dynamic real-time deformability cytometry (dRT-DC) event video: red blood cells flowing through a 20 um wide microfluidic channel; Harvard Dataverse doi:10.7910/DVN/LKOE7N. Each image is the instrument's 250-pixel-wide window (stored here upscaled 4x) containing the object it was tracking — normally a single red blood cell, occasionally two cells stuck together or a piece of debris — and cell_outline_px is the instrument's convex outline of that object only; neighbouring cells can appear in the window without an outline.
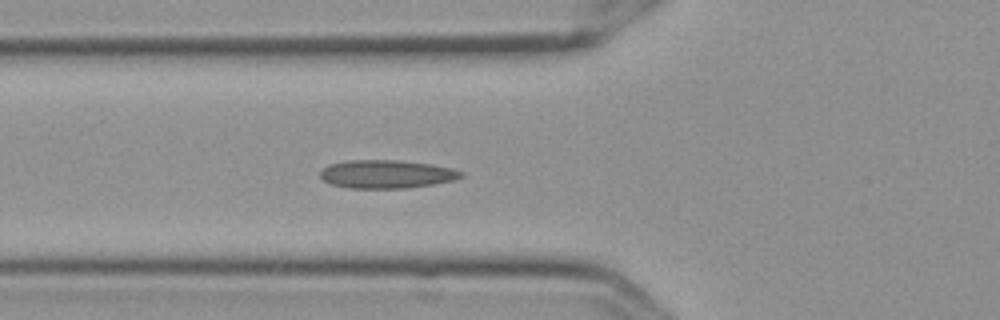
{"species": "Egyptian fruit bat (a non-hibernating species)", "species_latin": "Rousettus aegyptiacus", "temperature_condition": "cold", "stored_images_in_passage": 4, "camera_frame_rate_fps": 3000, "um_per_image_px": 0.085, "frame": {"image": 1, "passage_image": 4, "time_ms": 1.0, "image_size_px": [1000, 320], "cell_outline_px": [[464, 176], [452, 180], [432, 184], [404, 188], [348, 188], [332, 184], [324, 180], [320, 176], [320, 172], [328, 164], [348, 160], [396, 160], [432, 164], [452, 168], [464, 172]], "centroid_in_image_um": [32.85, 14.79], "position_along_channel_um": 92.9, "area_um2": 23.12}}